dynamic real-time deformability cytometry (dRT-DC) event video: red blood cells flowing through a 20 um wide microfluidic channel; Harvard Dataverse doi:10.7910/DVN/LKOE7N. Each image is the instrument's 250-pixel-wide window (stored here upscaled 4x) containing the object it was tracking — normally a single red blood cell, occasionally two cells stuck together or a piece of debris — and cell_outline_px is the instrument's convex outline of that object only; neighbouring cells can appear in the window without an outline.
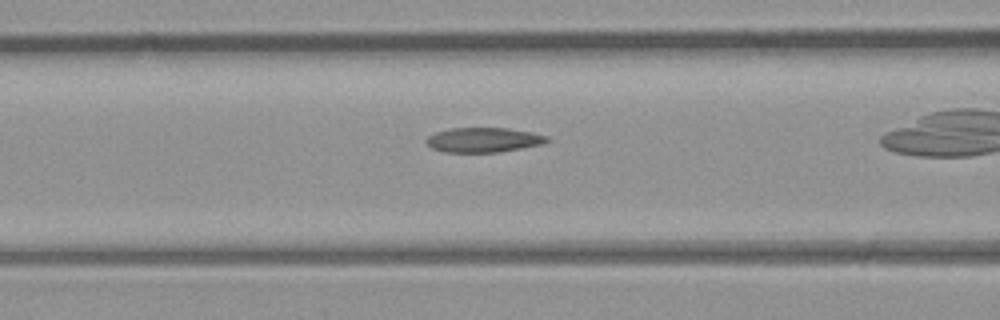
{"species": "common noctule bat (a hibernating species)", "species_latin": "Nyctalus noctula", "temperature_condition": "room temperature", "stored_images_in_passage": 33, "camera_frame_rate_fps": 3000, "um_per_image_px": 0.085, "animal": {"sex": "male", "body_mass_g": 23.1, "forearm_length_mm": 52.7}, "frame": {"image": 1, "passage_image": 15, "time_ms": 4.667, "image_size_px": [1000, 320], "cell_outline_px": [[548, 140], [544, 144], [500, 152], [444, 152], [432, 148], [424, 140], [428, 136], [436, 132], [448, 128], [508, 128], [532, 132], [548, 136]], "centroid_in_image_um": [41.1, 11.89], "position_along_channel_um": 125.5, "area_um2": 17.46}}